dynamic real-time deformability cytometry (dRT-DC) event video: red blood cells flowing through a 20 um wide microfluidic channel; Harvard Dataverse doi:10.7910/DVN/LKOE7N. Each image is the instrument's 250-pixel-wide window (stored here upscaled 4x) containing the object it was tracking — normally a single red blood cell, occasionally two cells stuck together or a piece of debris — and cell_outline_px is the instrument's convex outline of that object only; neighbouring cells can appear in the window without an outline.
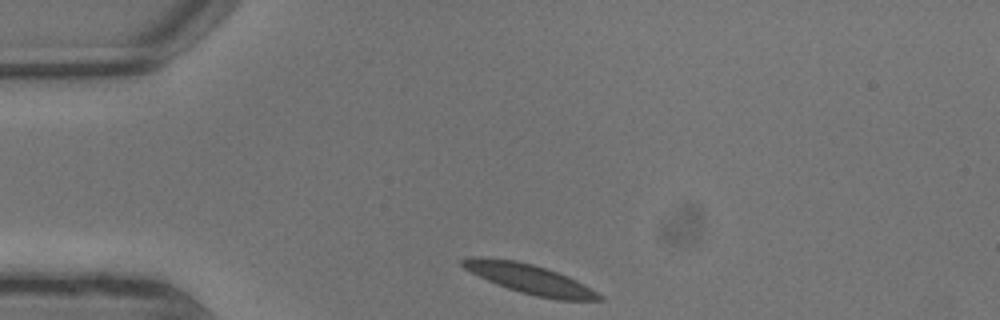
{"species": "common noctule bat (a hibernating species)", "species_latin": "Nyctalus noctula", "temperature_condition": "warm", "stored_images_in_passage": 6, "camera_frame_rate_fps": 3000, "um_per_image_px": 0.085, "animal": {"sex": "male", "body_mass_g": 13.3}, "frame": {"image": 1, "passage_image": 1, "time_ms": 0.0, "image_size_px": [1000, 320], "cell_outline_px": [[604, 300], [556, 300], [536, 296], [520, 292], [496, 284], [464, 268], [460, 264], [460, 260], [472, 256], [480, 256], [516, 260], [532, 264], [568, 276], [584, 284], [604, 296]], "centroid_in_image_um": [45.02, 23.71], "position_along_channel_um": 40.0, "area_um2": 23.47}}
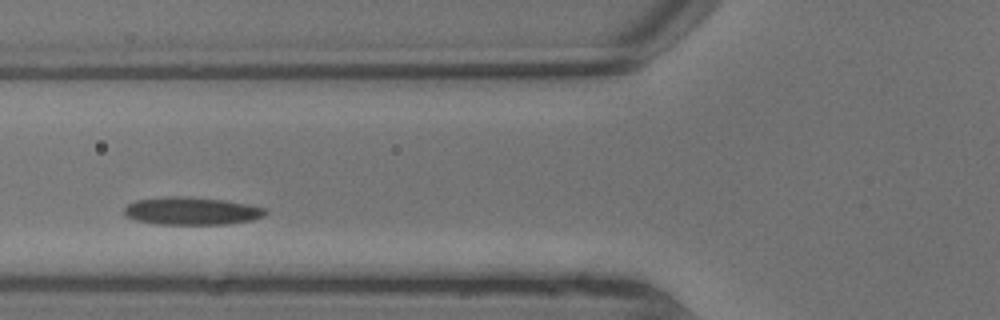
{"frame": {"image": 2, "passage_image": 4, "time_ms": 1.0, "image_size_px": [1000, 320], "cell_outline_px": [[268, 212], [264, 216], [252, 220], [228, 224], [156, 224], [136, 220], [124, 216], [124, 208], [128, 204], [136, 200], [164, 196], [188, 196], [224, 200], [248, 204], [264, 208]], "centroid_in_image_um": [16.27, 17.93], "position_along_channel_um": 109.5, "area_um2": 23.0}}
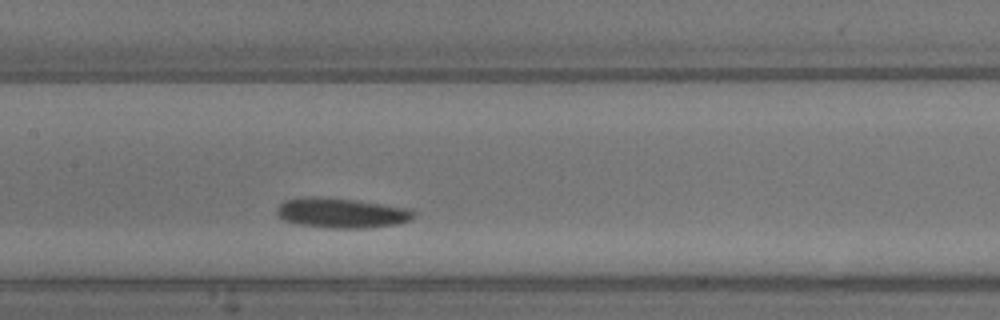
{"frame": {"image": 3, "passage_image": 6, "time_ms": 1.667, "image_size_px": [1000, 320], "cell_outline_px": [[416, 212], [412, 220], [396, 224], [368, 228], [324, 228], [296, 224], [284, 220], [276, 212], [276, 208], [284, 200], [304, 196], [320, 196], [356, 200], [408, 208]], "centroid_in_image_um": [29.0, 18.1], "position_along_channel_um": 178.4, "area_um2": 24.22}}